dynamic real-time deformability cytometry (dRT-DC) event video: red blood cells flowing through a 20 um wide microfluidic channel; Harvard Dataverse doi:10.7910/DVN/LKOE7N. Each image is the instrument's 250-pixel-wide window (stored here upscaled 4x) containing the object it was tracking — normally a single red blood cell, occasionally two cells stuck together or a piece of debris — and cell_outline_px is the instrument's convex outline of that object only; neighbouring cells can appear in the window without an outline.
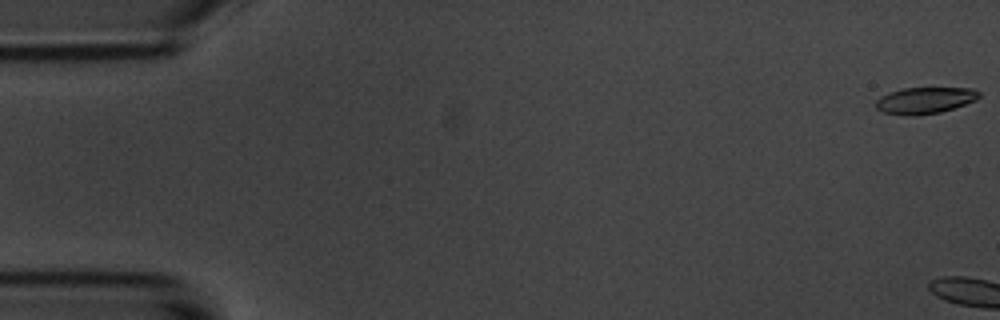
{"species": "common noctule bat (a hibernating species)", "species_latin": "Nyctalus noctula", "temperature_condition": "room temperature", "stored_images_in_passage": 4, "camera_frame_rate_fps": 3000, "um_per_image_px": 0.085, "animal": {"sex": "male", "body_mass_g": 20.1, "forearm_length_mm": 53.5}, "frame": {"image": 1, "passage_image": 1, "time_ms": 0.0, "image_size_px": [1000, 320], "cell_outline_px": [[980, 96], [976, 100], [940, 112], [916, 116], [904, 116], [884, 112], [876, 108], [876, 100], [880, 96], [904, 88], [972, 88], [980, 92]], "centroid_in_image_um": [78.61, 8.54], "position_along_channel_um": 6.4, "area_um2": 15.84}}